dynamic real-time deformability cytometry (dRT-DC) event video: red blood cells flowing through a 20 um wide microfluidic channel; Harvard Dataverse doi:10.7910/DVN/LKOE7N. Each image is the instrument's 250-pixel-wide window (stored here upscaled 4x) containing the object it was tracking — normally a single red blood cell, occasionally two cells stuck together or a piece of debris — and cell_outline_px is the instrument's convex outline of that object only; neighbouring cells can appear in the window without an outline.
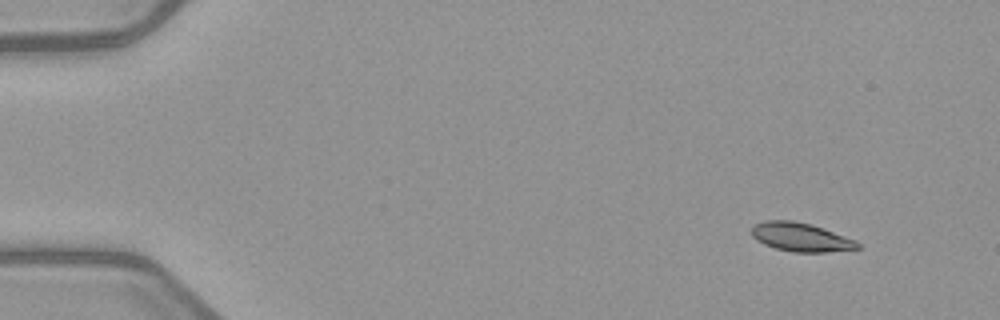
{"species": "common noctule bat (a hibernating species)", "species_latin": "Nyctalus noctula", "temperature_condition": "warm", "stored_images_in_passage": 5, "camera_frame_rate_fps": 3000, "um_per_image_px": 0.085, "animal": {"sex": "female", "body_mass_g": 21.9}, "frame": {"image": 1, "passage_image": 2, "time_ms": 1.333, "image_size_px": [1000, 320], "cell_outline_px": [[860, 248], [828, 252], [792, 252], [776, 248], [764, 244], [756, 240], [752, 236], [752, 228], [756, 224], [764, 220], [792, 220], [812, 224], [856, 240], [860, 244]], "centroid_in_image_um": [68.07, 20.15], "position_along_channel_um": 16.9, "area_um2": 17.74}}
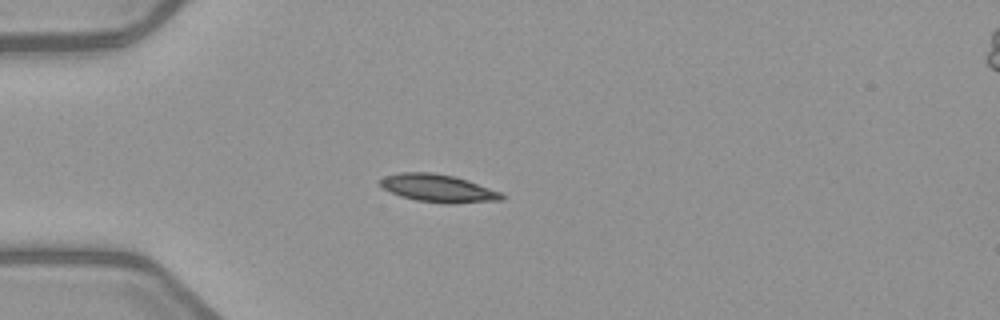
{"frame": {"image": 2, "passage_image": 5, "time_ms": 4.667, "image_size_px": [1000, 320], "cell_outline_px": [[504, 200], [452, 204], [444, 204], [416, 200], [400, 196], [384, 188], [376, 180], [384, 176], [400, 172], [432, 172], [456, 176], [468, 180], [500, 192], [504, 196]], "centroid_in_image_um": [37.23, 16.0], "position_along_channel_um": 47.8, "area_um2": 19.88}}